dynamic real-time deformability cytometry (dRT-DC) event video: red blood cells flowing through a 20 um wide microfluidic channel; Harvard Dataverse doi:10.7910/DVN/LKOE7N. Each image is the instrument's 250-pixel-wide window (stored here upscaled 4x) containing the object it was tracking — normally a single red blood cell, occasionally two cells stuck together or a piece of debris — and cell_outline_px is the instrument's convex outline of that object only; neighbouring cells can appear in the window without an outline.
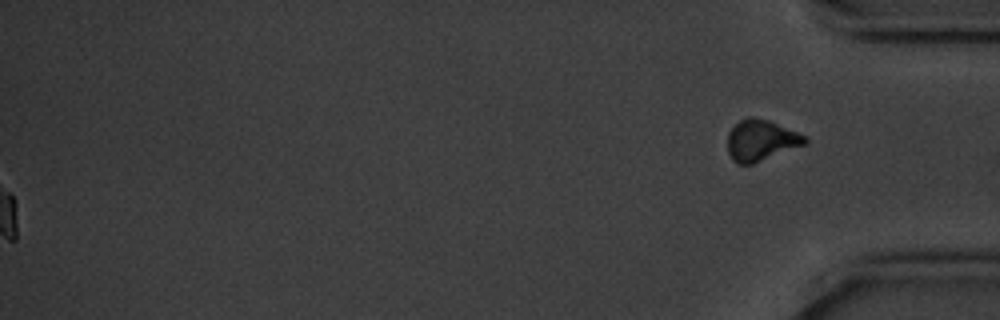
{"species": "common noctule bat (a hibernating species)", "species_latin": "Nyctalus noctula", "temperature_condition": "cold", "stored_images_in_passage": 58, "segment_of_instrument_passage": [2, 2], "camera_frame_rate_fps": 3000, "um_per_image_px": 0.085, "animal": {"sex": "male", "body_mass_g": 20.1, "forearm_length_mm": 53.5}, "frame": {"image": 1, "passage_image": 58, "time_ms": 19.0, "image_size_px": [1000, 320], "cell_outline_px": [[808, 144], [752, 164], [736, 164], [732, 160], [728, 152], [728, 132], [740, 120], [748, 116], [752, 116], [768, 120], [808, 136]], "centroid_in_image_um": [64.71, 11.93], "position_along_channel_um": 370.5, "area_um2": 18.73}}